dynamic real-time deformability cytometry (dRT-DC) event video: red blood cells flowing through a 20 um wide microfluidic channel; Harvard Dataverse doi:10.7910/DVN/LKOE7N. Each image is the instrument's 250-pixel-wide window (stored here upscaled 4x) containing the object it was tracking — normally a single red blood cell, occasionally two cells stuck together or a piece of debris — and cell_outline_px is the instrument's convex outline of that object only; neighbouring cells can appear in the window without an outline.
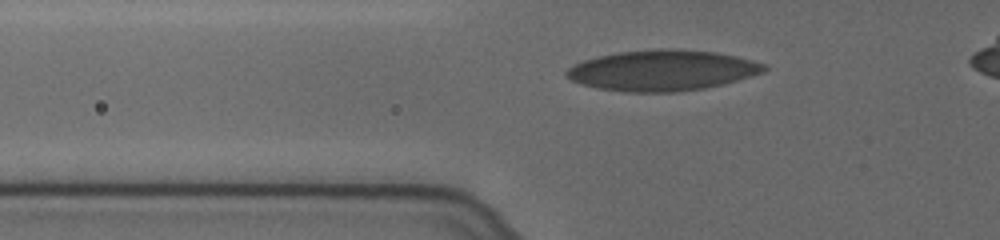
{"species": "human", "species_latin": "Homo sapiens", "temperature_condition": "cold", "stored_images_in_passage": 31, "camera_frame_rate_fps": 3000, "um_per_image_px": 0.085, "donor": {"sex": "female"}, "frame": {"image": 1, "passage_image": 2, "time_ms": 0.333, "image_size_px": [1000, 240], "cell_outline_px": [[768, 68], [764, 72], [724, 84], [704, 88], [676, 92], [628, 92], [596, 88], [580, 84], [572, 80], [564, 72], [572, 64], [584, 60], [600, 56], [620, 52], [656, 48], [668, 48], [716, 52], [736, 56], [768, 64]], "centroid_in_image_um": [56.31, 5.98], "position_along_channel_um": 69.5, "area_um2": 46.99}}
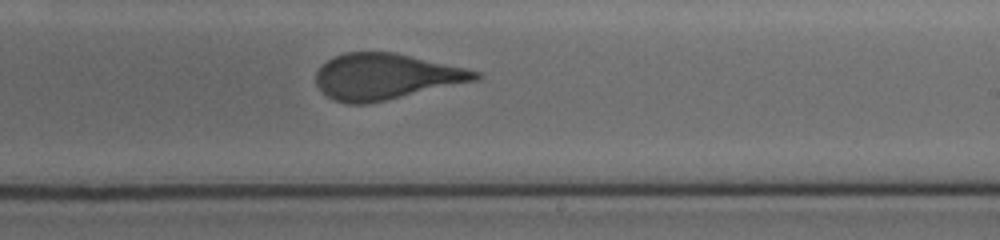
{"frame": {"image": 2, "passage_image": 18, "time_ms": 5.667, "image_size_px": [1000, 240], "cell_outline_px": [[484, 76], [476, 80], [368, 104], [348, 104], [336, 100], [328, 96], [316, 84], [316, 72], [328, 60], [344, 52], [396, 52], [464, 68], [480, 72]], "centroid_in_image_um": [32.78, 6.5], "position_along_channel_um": 256.2, "area_um2": 42.19}}
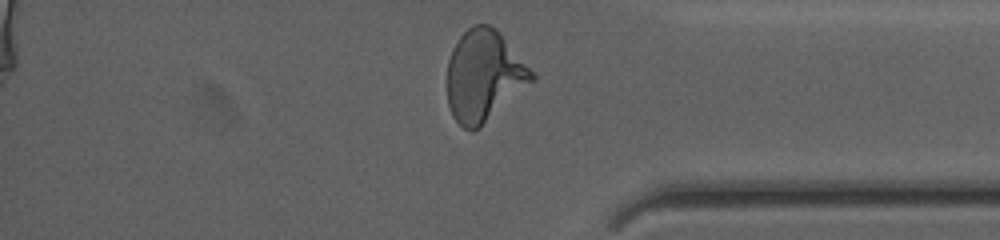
{"frame": {"image": 3, "passage_image": 30, "time_ms": 9.667, "image_size_px": [1000, 240], "cell_outline_px": [[536, 80], [480, 128], [472, 132], [464, 128], [452, 116], [448, 104], [448, 60], [452, 48], [460, 36], [468, 28], [476, 24], [488, 24], [496, 28], [500, 32], [536, 76]], "centroid_in_image_um": [41.14, 6.46], "position_along_channel_um": 394.1, "area_um2": 45.03}}